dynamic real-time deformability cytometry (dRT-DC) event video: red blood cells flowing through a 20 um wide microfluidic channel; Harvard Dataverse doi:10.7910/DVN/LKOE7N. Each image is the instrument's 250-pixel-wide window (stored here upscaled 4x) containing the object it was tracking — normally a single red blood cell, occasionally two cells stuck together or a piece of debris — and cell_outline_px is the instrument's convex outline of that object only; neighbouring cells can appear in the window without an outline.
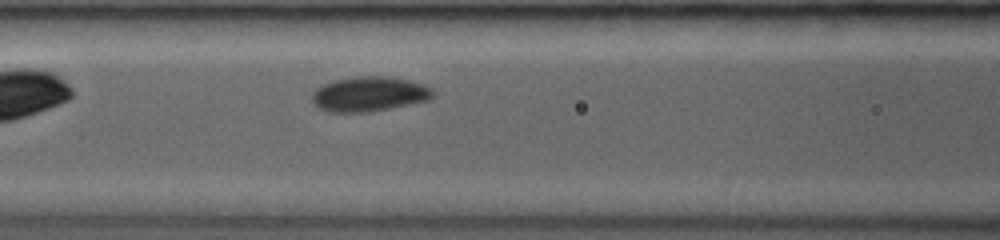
{"species": "common noctule bat (a hibernating species)", "species_latin": "Nyctalus noctula", "temperature_condition": "room temperature", "stored_images_in_passage": 65, "camera_frame_rate_fps": 3500, "um_per_image_px": 0.085, "animal": {"sex": "female", "body_mass_g": 19.0, "forearm_length_mm": 53.3}, "frame": {"image": 1, "passage_image": 16, "time_ms": 1.714, "image_size_px": [1000, 240], "cell_outline_px": [[432, 96], [424, 100], [368, 112], [332, 112], [320, 108], [312, 100], [312, 92], [316, 88], [324, 84], [336, 80], [356, 76], [388, 76], [408, 80], [424, 84], [432, 92]], "centroid_in_image_um": [31.31, 7.97], "position_along_channel_um": 135.3, "area_um2": 23.87}}
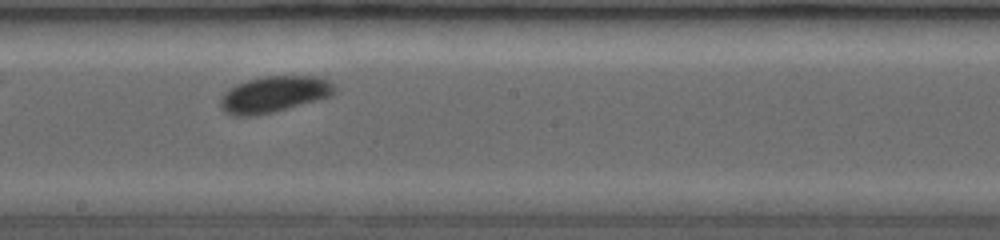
{"frame": {"image": 2, "passage_image": 36, "time_ms": 4.0, "image_size_px": [1000, 240], "cell_outline_px": [[336, 88], [328, 96], [272, 112], [248, 116], [240, 116], [228, 112], [224, 108], [220, 100], [224, 92], [228, 88], [236, 84], [248, 80], [264, 76], [320, 76], [328, 80]], "centroid_in_image_um": [23.28, 7.98], "position_along_channel_um": 224.9, "area_um2": 23.35}}
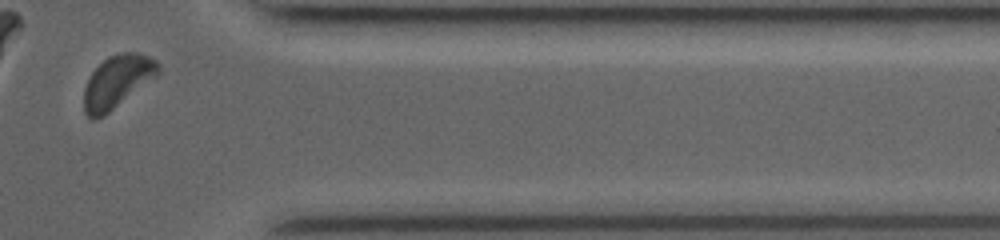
{"frame": {"image": 3, "passage_image": 62, "time_ms": 8.571, "image_size_px": [1000, 240], "cell_outline_px": [[160, 72], [156, 76], [104, 116], [96, 120], [92, 120], [84, 112], [84, 88], [92, 72], [108, 56], [120, 52], [136, 52], [148, 56], [156, 60], [160, 64]], "centroid_in_image_um": [9.96, 6.94], "position_along_channel_um": 401.4, "area_um2": 22.66}}